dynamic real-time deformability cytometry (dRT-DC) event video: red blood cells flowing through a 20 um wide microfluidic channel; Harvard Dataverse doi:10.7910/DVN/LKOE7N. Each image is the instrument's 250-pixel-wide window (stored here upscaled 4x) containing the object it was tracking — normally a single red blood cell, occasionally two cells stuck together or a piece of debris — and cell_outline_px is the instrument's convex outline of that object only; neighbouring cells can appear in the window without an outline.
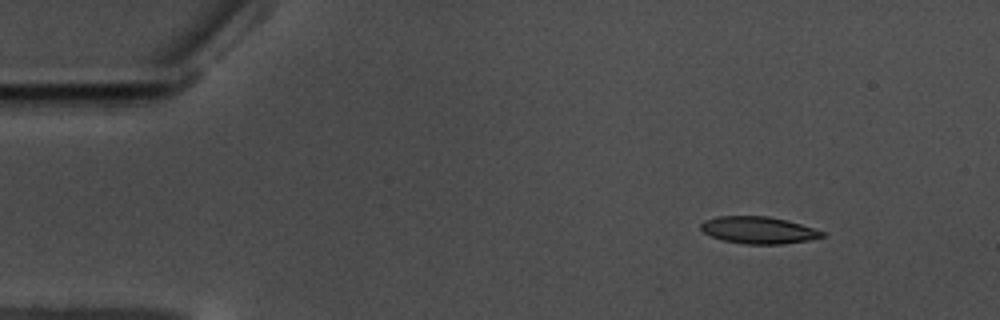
{"species": "common noctule bat (a hibernating species)", "species_latin": "Nyctalus noctula", "temperature_condition": "warm", "stored_images_in_passage": 52, "camera_frame_rate_fps": 3000, "um_per_image_px": 0.085, "animal": {"sex": "male", "body_mass_g": 17.5, "forearm_length_mm": 52.3}, "frame": {"image": 1, "passage_image": 1, "time_ms": 0.0, "image_size_px": [1000, 320], "cell_outline_px": [[824, 236], [808, 240], [784, 244], [744, 244], [724, 240], [712, 236], [704, 232], [700, 228], [700, 224], [704, 220], [716, 216], [768, 216], [788, 220], [824, 232]], "centroid_in_image_um": [64.44, 19.55], "position_along_channel_um": 20.6, "area_um2": 19.02}}
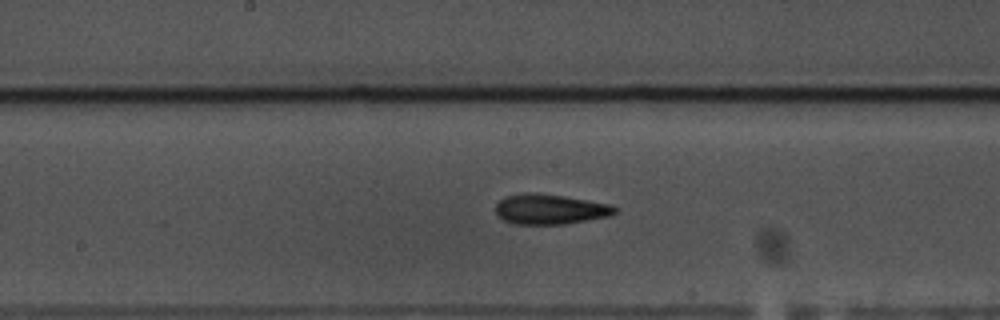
{"frame": {"image": 2, "passage_image": 24, "time_ms": 7.667, "image_size_px": [1000, 320], "cell_outline_px": [[616, 212], [608, 216], [564, 224], [512, 224], [504, 220], [496, 212], [496, 204], [500, 200], [508, 196], [524, 192], [536, 192], [564, 196], [608, 204], [616, 208]], "centroid_in_image_um": [46.71, 17.78], "position_along_channel_um": 201.5, "area_um2": 20.69}}
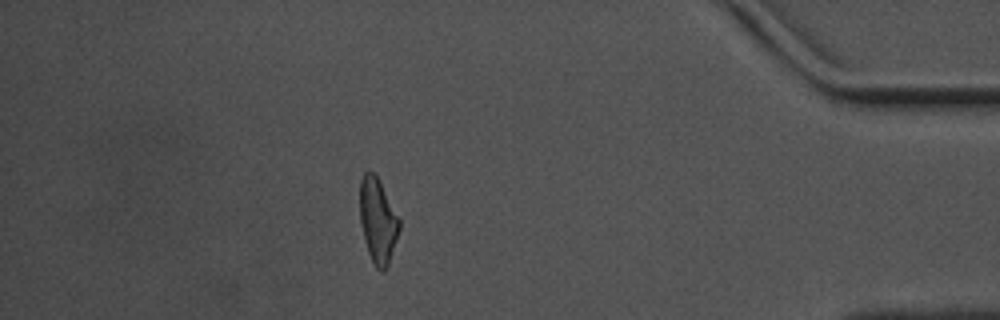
{"frame": {"image": 3, "passage_image": 45, "time_ms": 14.667, "image_size_px": [1000, 320], "cell_outline_px": [[400, 228], [388, 264], [384, 272], [380, 272], [376, 268], [368, 252], [360, 220], [360, 180], [364, 172], [372, 172], [380, 180], [400, 220]], "centroid_in_image_um": [32.12, 18.74], "position_along_channel_um": 403.1, "area_um2": 19.31}, "authors_computed_cell_mechanics": {"area_um2": 19.7676, "velocity_mm_per_s": 3.515, "shape_relaxation_time_tau1_ms": 5.3634, "shape_relaxation_time_tau2_ms": 2.599, "deformation_change_tau1": 0.1638, "deformation_change_tau2": 0.1097}}